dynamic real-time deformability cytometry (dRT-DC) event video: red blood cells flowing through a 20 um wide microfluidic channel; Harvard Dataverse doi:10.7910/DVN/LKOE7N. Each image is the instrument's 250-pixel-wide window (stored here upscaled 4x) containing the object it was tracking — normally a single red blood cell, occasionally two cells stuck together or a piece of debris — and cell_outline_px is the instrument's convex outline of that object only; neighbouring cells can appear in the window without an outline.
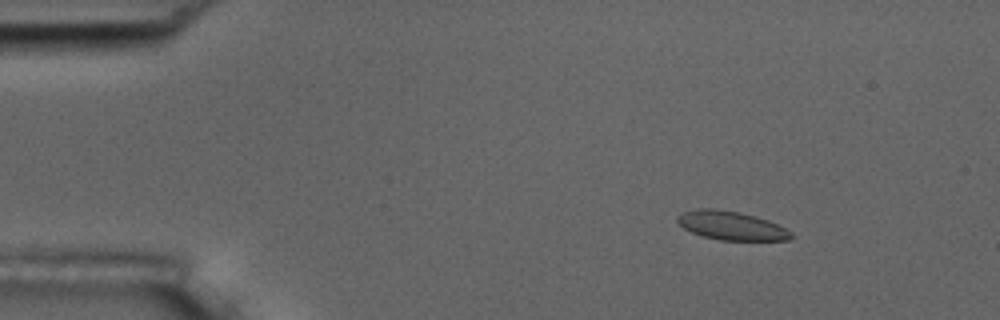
{"species": "common noctule bat (a hibernating species)", "species_latin": "Nyctalus noctula", "temperature_condition": "room temperature", "stored_images_in_passage": 9, "camera_frame_rate_fps": 3000, "um_per_image_px": 0.085, "animal": {"sex": "male", "body_mass_g": 17.5, "forearm_length_mm": 52.3}, "frame": {"image": 1, "passage_image": 3, "time_ms": 2.333, "image_size_px": [1000, 320], "cell_outline_px": [[796, 236], [792, 240], [720, 240], [704, 236], [692, 232], [684, 228], [676, 220], [676, 216], [684, 212], [696, 208], [712, 208], [740, 212], [756, 216], [768, 220], [792, 232]], "centroid_in_image_um": [62.19, 19.17], "position_along_channel_um": 22.8, "area_um2": 19.07}}
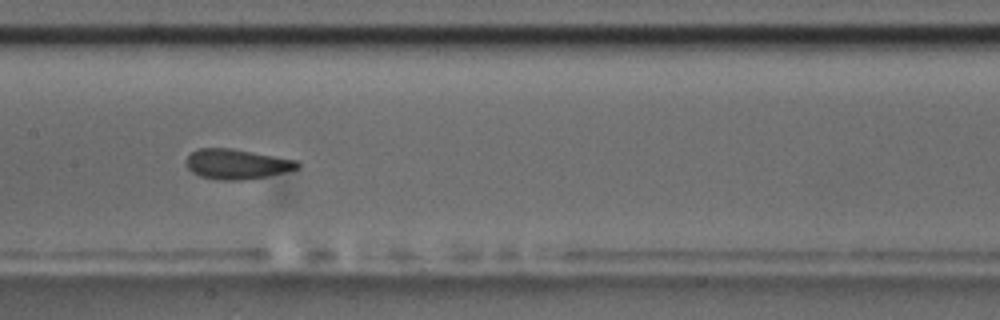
{"frame": {"image": 2, "passage_image": 8, "time_ms": 9.0, "image_size_px": [1000, 320], "cell_outline_px": [[300, 168], [284, 172], [244, 180], [220, 180], [200, 176], [192, 172], [188, 168], [188, 156], [192, 152], [200, 148], [232, 148], [296, 160], [300, 164]], "centroid_in_image_um": [20.14, 13.94], "position_along_channel_um": 187.3, "area_um2": 19.19}}
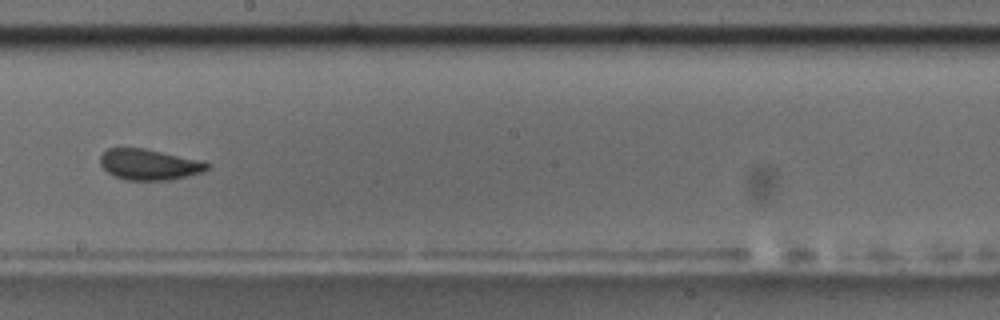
{"frame": {"image": 3, "passage_image": 9, "time_ms": 10.333, "image_size_px": [1000, 320], "cell_outline_px": [[208, 168], [204, 172], [168, 180], [128, 180], [116, 176], [108, 172], [100, 164], [100, 156], [108, 148], [144, 148], [196, 160], [208, 164]], "centroid_in_image_um": [12.63, 13.99], "position_along_channel_um": 235.6, "area_um2": 18.73}}